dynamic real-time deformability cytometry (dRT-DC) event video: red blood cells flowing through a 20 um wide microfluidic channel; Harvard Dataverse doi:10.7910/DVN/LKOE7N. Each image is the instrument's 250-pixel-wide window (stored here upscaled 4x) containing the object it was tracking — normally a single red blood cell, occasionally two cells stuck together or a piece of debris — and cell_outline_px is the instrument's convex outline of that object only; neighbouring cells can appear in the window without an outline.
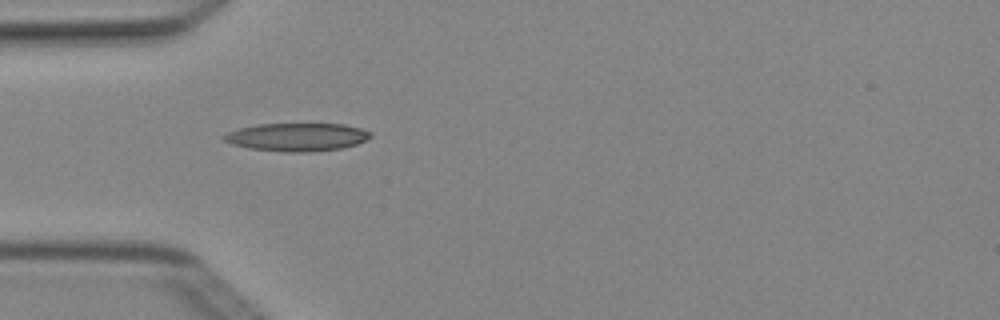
{"species": "Egyptian fruit bat (a non-hibernating species)", "species_latin": "Rousettus aegyptiacus", "temperature_condition": "cold", "stored_images_in_passage": 3, "camera_frame_rate_fps": 3000, "um_per_image_px": 0.085, "animal": {"sex": "female"}, "frame": {"image": 1, "passage_image": 2, "time_ms": 0.333, "image_size_px": [1000, 320], "cell_outline_px": [[372, 136], [356, 144], [340, 148], [308, 152], [284, 152], [248, 148], [232, 144], [224, 140], [220, 136], [228, 132], [240, 128], [260, 124], [344, 124], [360, 128], [372, 132]], "centroid_in_image_um": [25.23, 11.65], "position_along_channel_um": 59.8, "area_um2": 23.87}}
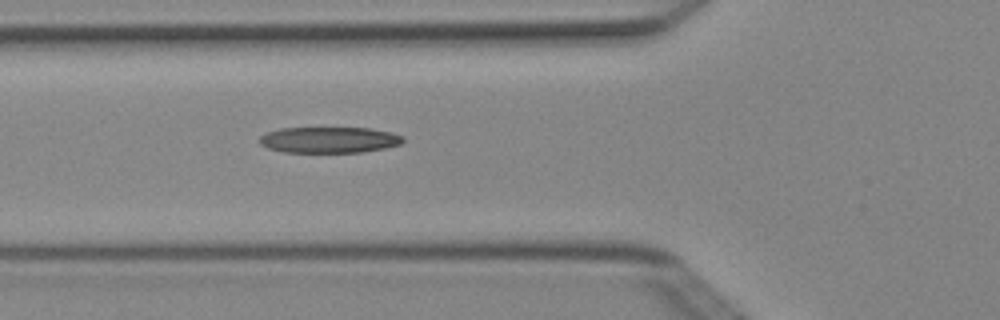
{"frame": {"image": 2, "passage_image": 3, "time_ms": 0.667, "image_size_px": [1000, 320], "cell_outline_px": [[404, 140], [400, 144], [384, 148], [360, 152], [284, 152], [268, 148], [260, 144], [260, 136], [268, 132], [280, 128], [372, 128], [392, 132], [404, 136]], "centroid_in_image_um": [28.0, 11.88], "position_along_channel_um": 97.8, "area_um2": 21.73}}